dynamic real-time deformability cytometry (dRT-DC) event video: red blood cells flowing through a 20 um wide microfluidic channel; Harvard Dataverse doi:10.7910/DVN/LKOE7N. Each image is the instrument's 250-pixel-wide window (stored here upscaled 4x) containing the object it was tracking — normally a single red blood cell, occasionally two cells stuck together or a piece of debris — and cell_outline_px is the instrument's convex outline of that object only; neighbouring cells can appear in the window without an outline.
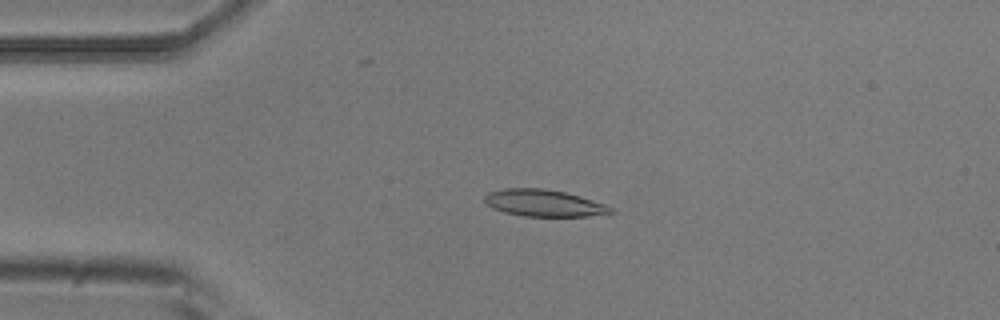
{"species": "common noctule bat (a hibernating species)", "species_latin": "Nyctalus noctula", "temperature_condition": "room temperature", "stored_images_in_passage": 5, "camera_frame_rate_fps": 3000, "um_per_image_px": 0.085, "animal": {"sex": "male", "body_mass_g": 20.5, "forearm_length_mm": 52.5}, "frame": {"image": 1, "passage_image": 3, "time_ms": 0.667, "image_size_px": [1000, 320], "cell_outline_px": [[616, 212], [588, 216], [524, 216], [504, 212], [492, 208], [484, 200], [484, 196], [488, 192], [504, 188], [544, 188], [564, 192], [580, 196], [604, 204], [612, 208]], "centroid_in_image_um": [46.21, 17.25], "position_along_channel_um": 38.8, "area_um2": 19.65}}
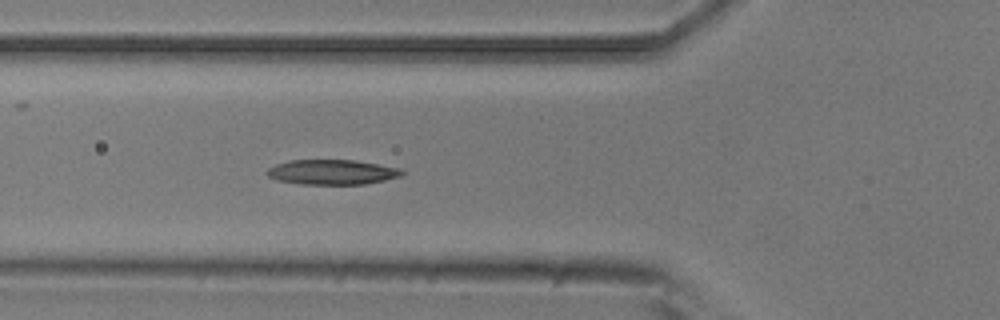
{"frame": {"image": 2, "passage_image": 5, "time_ms": 1.333, "image_size_px": [1000, 320], "cell_outline_px": [[408, 172], [400, 176], [384, 180], [364, 184], [300, 184], [276, 180], [268, 176], [264, 172], [268, 168], [276, 164], [288, 160], [356, 160], [400, 168]], "centroid_in_image_um": [28.22, 14.62], "position_along_channel_um": 97.6, "area_um2": 19.77}}